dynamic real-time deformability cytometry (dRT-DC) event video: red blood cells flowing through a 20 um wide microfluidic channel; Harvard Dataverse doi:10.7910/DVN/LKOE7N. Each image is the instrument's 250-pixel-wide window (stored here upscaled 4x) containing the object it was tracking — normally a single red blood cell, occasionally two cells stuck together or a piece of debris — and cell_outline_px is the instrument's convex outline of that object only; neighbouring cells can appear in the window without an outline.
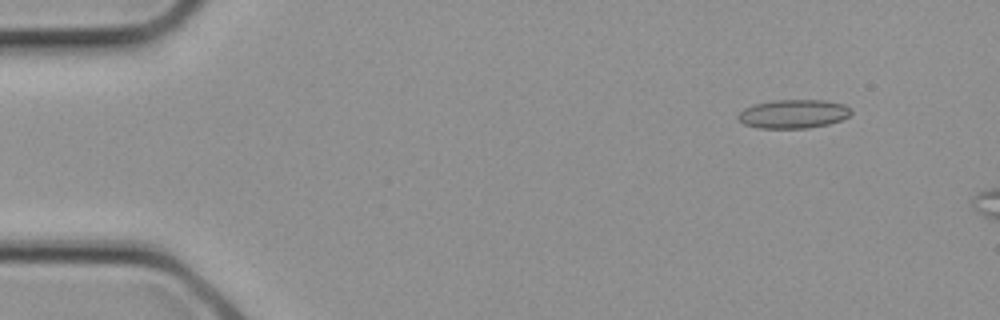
{"species": "common noctule bat (a hibernating species)", "species_latin": "Nyctalus noctula", "temperature_condition": "cold", "stored_images_in_passage": 3, "camera_frame_rate_fps": 3000, "um_per_image_px": 0.085, "animal": {"sex": "female", "body_mass_g": 21.9}, "frame": {"image": 1, "passage_image": 3, "time_ms": 0.667, "image_size_px": [1000, 320], "cell_outline_px": [[852, 112], [848, 116], [840, 120], [828, 124], [808, 128], [756, 128], [744, 124], [736, 116], [744, 108], [752, 104], [772, 100], [824, 100], [844, 104]], "centroid_in_image_um": [67.39, 9.68], "position_along_channel_um": 17.6, "area_um2": 18.96}}